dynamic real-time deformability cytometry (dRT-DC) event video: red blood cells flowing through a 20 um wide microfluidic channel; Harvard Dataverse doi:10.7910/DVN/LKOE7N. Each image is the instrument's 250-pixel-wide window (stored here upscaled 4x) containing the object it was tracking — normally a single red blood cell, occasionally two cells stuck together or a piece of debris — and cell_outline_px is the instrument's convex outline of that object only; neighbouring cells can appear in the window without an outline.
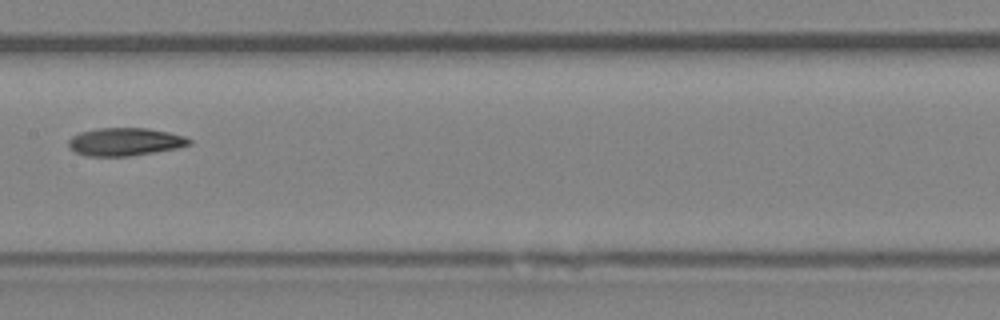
{"species": "Egyptian fruit bat (a non-hibernating species)", "species_latin": "Rousettus aegyptiacus", "temperature_condition": "room temperature", "stored_images_in_passage": 8, "camera_frame_rate_fps": 3000, "um_per_image_px": 0.085, "animal": {"sex": "female"}, "frame": {"image": 1, "passage_image": 7, "time_ms": 8.0, "image_size_px": [1000, 320], "cell_outline_px": [[192, 144], [176, 148], [128, 156], [84, 156], [68, 148], [68, 140], [72, 136], [80, 132], [96, 128], [148, 128], [168, 132], [184, 136], [192, 140]], "centroid_in_image_um": [10.59, 12.05], "position_along_channel_um": 196.8, "area_um2": 19.65}}